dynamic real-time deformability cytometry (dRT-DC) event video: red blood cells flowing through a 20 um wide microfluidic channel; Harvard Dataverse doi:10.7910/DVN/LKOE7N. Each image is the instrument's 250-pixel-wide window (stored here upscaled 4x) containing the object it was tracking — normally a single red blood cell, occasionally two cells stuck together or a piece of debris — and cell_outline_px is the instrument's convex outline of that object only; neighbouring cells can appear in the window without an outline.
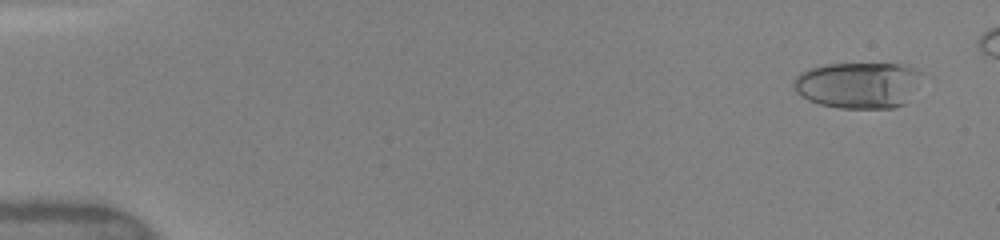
{"species": "human", "species_latin": "Homo sapiens", "temperature_condition": "warm", "stored_images_in_passage": 13, "camera_frame_rate_fps": 3000, "um_per_image_px": 0.085, "donor": {"sex": "female"}, "frame": {"image": 1, "passage_image": 3, "time_ms": 0.667, "image_size_px": [1000, 240], "cell_outline_px": [[920, 72], [904, 104], [892, 108], [840, 108], [820, 104], [808, 100], [796, 92], [792, 84], [792, 80], [796, 76], [812, 68], [828, 64], [900, 64], [916, 68]], "centroid_in_image_um": [72.86, 7.23], "position_along_channel_um": 12.1, "area_um2": 33.81}}